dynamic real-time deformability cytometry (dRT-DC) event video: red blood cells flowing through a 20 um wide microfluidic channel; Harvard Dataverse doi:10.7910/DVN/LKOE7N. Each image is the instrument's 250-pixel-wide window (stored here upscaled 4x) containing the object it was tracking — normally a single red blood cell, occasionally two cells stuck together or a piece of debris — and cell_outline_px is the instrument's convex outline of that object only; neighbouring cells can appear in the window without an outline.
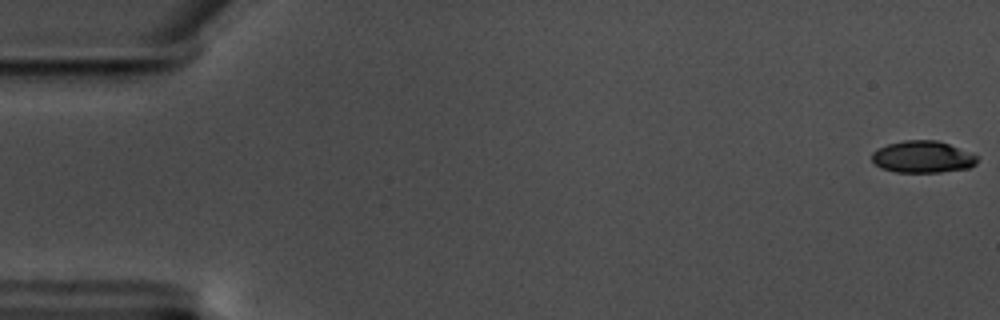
{"species": "common noctule bat (a hibernating species)", "species_latin": "Nyctalus noctula", "temperature_condition": "warm", "stored_images_in_passage": 59, "camera_frame_rate_fps": 3000, "um_per_image_px": 0.085, "animal": {"sex": "male", "body_mass_g": 17.5, "forearm_length_mm": 52.3}, "frame": {"image": 1, "passage_image": 1, "time_ms": 0.0, "image_size_px": [1000, 320], "cell_outline_px": [[980, 156], [976, 164], [968, 168], [940, 172], [896, 172], [880, 168], [872, 160], [872, 152], [888, 144], [904, 140], [936, 140], [948, 144]], "centroid_in_image_um": [78.44, 13.34], "position_along_channel_um": 6.6, "area_um2": 19.54}}
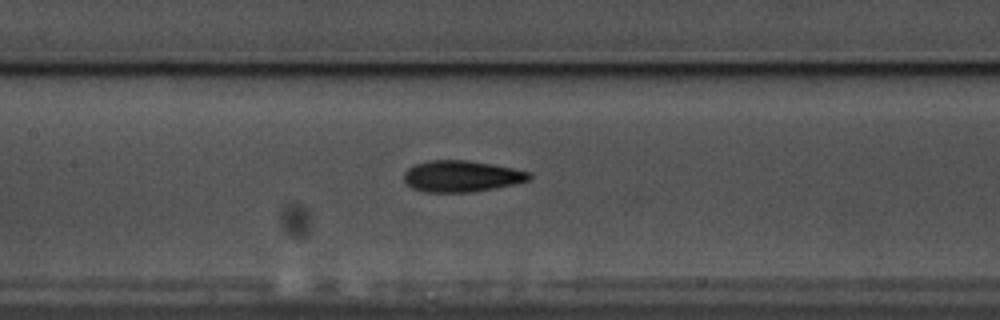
{"frame": {"image": 2, "passage_image": 28, "time_ms": 9.0, "image_size_px": [1000, 320], "cell_outline_px": [[532, 180], [516, 184], [472, 192], [424, 192], [412, 188], [404, 184], [404, 172], [412, 164], [428, 160], [468, 160], [492, 164], [532, 172]], "centroid_in_image_um": [39.22, 14.98], "position_along_channel_um": 168.2, "area_um2": 23.29}}
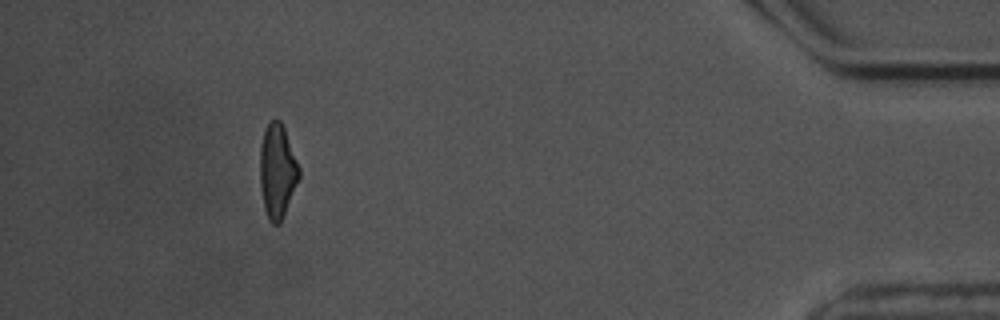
{"frame": {"image": 3, "passage_image": 54, "time_ms": 17.667, "image_size_px": [1000, 320], "cell_outline_px": [[300, 176], [280, 224], [272, 224], [268, 220], [264, 208], [260, 184], [260, 148], [264, 132], [268, 124], [272, 120], [280, 120], [284, 128], [300, 168]], "centroid_in_image_um": [23.57, 14.57], "position_along_channel_um": 411.6, "area_um2": 21.21}, "authors_computed_cell_mechanics": {"area_um2": 21.7328, "velocity_mm_per_s": 3.5239, "shape_relaxation_time_tau1_ms": 3.9519, "shape_relaxation_time_tau2_ms": 2.7882, "deformation_change_tau1": 0.142, "deformation_change_tau2": 0.1062}}